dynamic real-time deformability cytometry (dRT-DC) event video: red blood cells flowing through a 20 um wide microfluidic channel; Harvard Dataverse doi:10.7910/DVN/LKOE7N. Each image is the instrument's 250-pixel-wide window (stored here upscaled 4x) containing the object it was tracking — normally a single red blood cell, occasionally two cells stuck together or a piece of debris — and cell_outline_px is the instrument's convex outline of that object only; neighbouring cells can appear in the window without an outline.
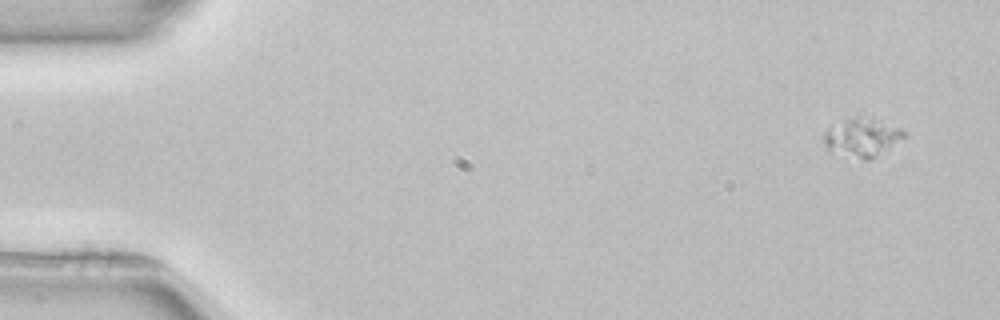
{"species": "common noctule bat (a hibernating species)", "species_latin": "Nyctalus noctula", "temperature_condition": "room temperature", "stored_images_in_passage": 4, "segment_of_instrument_passage": [1, 2], "camera_frame_rate_fps": 3000, "um_per_image_px": 0.085, "animal": {"sex": "female", "body_mass_g": 22.7, "forearm_length_mm": 54.2}, "frame": {"image": 1, "passage_image": 1, "time_ms": 0.0, "image_size_px": [1000, 320], "cell_outline_px": [[904, 136], [876, 156], [868, 160], [864, 160], [828, 148], [824, 144], [824, 132], [828, 128], [844, 120], [872, 120], [900, 128], [904, 132]], "centroid_in_image_um": [73.24, 11.72], "position_along_channel_um": 11.8, "area_um2": 16.36}}
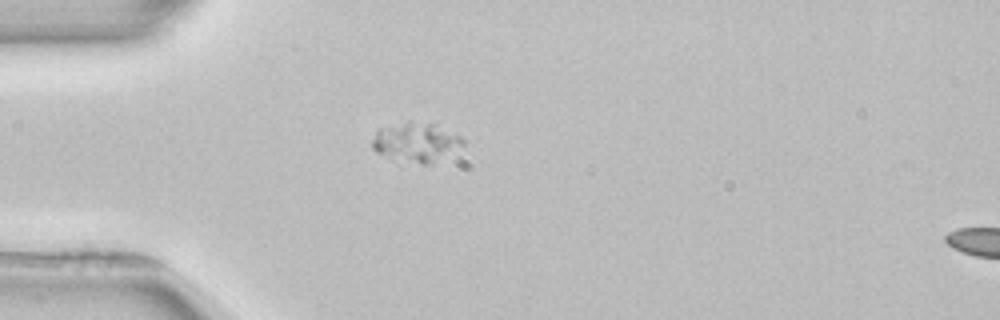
{"frame": {"image": 2, "passage_image": 3, "time_ms": 4.0, "image_size_px": [1000, 320], "cell_outline_px": [[464, 144], [432, 164], [420, 164], [376, 152], [372, 148], [372, 140], [376, 132], [380, 128], [408, 120], [436, 124], [460, 136], [464, 140]], "centroid_in_image_um": [35.37, 12.05], "position_along_channel_um": 49.6, "area_um2": 20.4}}